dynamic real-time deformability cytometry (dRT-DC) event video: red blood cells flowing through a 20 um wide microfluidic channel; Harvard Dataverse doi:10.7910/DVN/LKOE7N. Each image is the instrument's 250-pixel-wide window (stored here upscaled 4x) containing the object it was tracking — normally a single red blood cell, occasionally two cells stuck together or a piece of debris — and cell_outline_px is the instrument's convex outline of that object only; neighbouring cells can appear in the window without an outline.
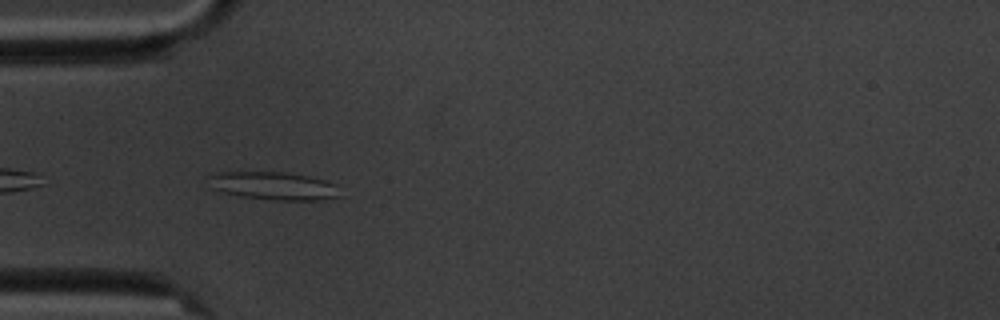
{"species": "common noctule bat (a hibernating species)", "species_latin": "Nyctalus noctula", "temperature_condition": "cold", "stored_images_in_passage": 7, "camera_frame_rate_fps": 3000, "um_per_image_px": 0.085, "animal": {"sex": "male", "body_mass_g": 20.1, "forearm_length_mm": 53.5}, "frame": {"image": 1, "passage_image": 5, "time_ms": 5.333, "image_size_px": [1000, 320], "cell_outline_px": [[344, 196], [320, 200], [280, 200], [240, 196], [224, 192], [212, 188], [204, 176], [208, 172], [284, 172], [308, 176], [324, 180], [336, 184]], "centroid_in_image_um": [23.23, 15.78], "position_along_channel_um": 61.8, "area_um2": 21.79}}
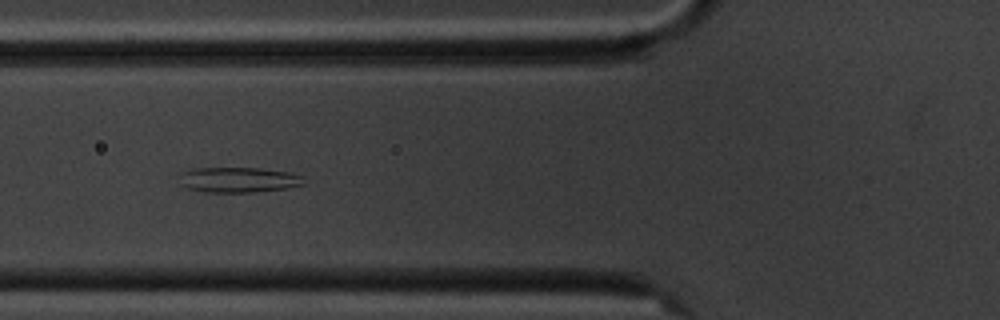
{"frame": {"image": 2, "passage_image": 6, "time_ms": 6.667, "image_size_px": [1000, 320], "cell_outline_px": [[304, 184], [288, 188], [256, 192], [204, 192], [188, 188], [180, 184], [180, 172], [196, 168], [260, 168], [288, 172], [304, 176]], "centroid_in_image_um": [20.28, 15.28], "position_along_channel_um": 105.5, "area_um2": 18.44}}